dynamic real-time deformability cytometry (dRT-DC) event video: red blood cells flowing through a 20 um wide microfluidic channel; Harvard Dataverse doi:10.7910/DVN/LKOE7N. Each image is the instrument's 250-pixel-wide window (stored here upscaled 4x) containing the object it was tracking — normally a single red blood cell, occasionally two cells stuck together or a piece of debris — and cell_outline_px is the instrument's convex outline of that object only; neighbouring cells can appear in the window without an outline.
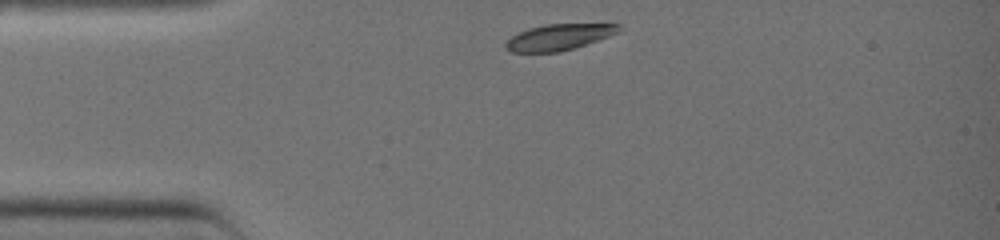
{"species": "common noctule bat (a hibernating species)", "species_latin": "Nyctalus noctula", "temperature_condition": "warm", "stored_images_in_passage": 27, "camera_frame_rate_fps": 3000, "um_per_image_px": 0.085, "animal": {"sex": "female", "body_mass_g": 19.0, "forearm_length_mm": 51.5}, "frame": {"image": 1, "passage_image": 1, "time_ms": 0.0, "image_size_px": [1000, 240], "cell_outline_px": [[624, 28], [608, 36], [560, 52], [512, 52], [504, 48], [504, 44], [512, 36], [528, 28], [544, 24], [620, 24]], "centroid_in_image_um": [47.46, 3.15], "position_along_channel_um": 37.5, "area_um2": 16.94}}
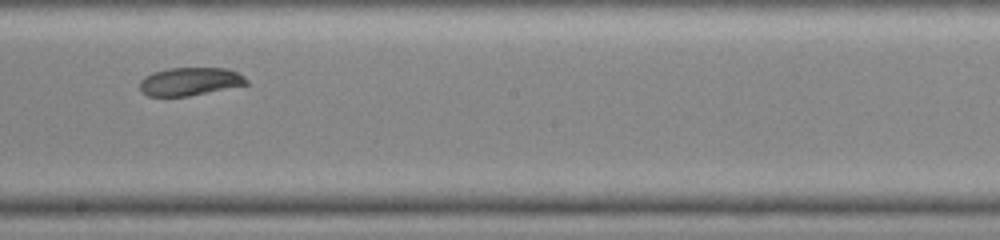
{"frame": {"image": 2, "passage_image": 15, "time_ms": 4.667, "image_size_px": [1000, 240], "cell_outline_px": [[248, 84], [188, 96], [148, 96], [140, 92], [140, 80], [144, 76], [152, 72], [168, 68], [228, 68], [244, 76], [248, 80]], "centroid_in_image_um": [16.11, 6.92], "position_along_channel_um": 232.1, "area_um2": 17.51}}
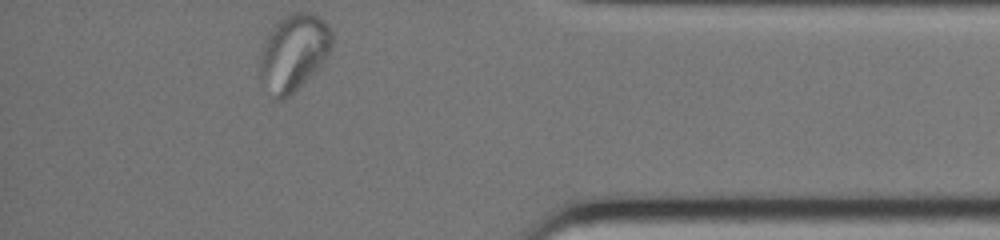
{"frame": {"image": 3, "passage_image": 27, "time_ms": 8.667, "image_size_px": [1000, 240], "cell_outline_px": [[332, 48], [324, 64], [312, 76], [288, 96], [280, 100], [276, 100], [260, 76], [260, 52], [272, 28], [280, 20], [292, 12], [312, 12], [324, 20], [332, 32]], "centroid_in_image_um": [25.02, 4.45], "position_along_channel_um": 410.2, "area_um2": 32.08}}